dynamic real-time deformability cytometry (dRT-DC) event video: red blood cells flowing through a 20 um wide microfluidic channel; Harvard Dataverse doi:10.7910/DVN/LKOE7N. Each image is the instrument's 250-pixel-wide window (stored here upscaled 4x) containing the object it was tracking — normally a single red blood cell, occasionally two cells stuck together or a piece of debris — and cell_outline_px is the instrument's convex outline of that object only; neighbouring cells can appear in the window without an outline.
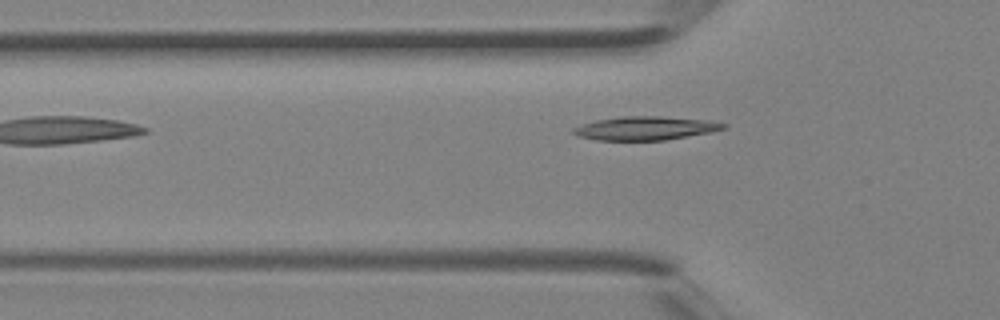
{"species": "Egyptian fruit bat (a non-hibernating species)", "species_latin": "Rousettus aegyptiacus", "temperature_condition": "room temperature", "stored_images_in_passage": 4, "camera_frame_rate_fps": 3000, "um_per_image_px": 0.085, "animal": {"sex": "female"}, "frame": {"image": 1, "passage_image": 4, "time_ms": 1.0, "image_size_px": [1000, 320], "cell_outline_px": [[728, 128], [708, 132], [664, 140], [596, 140], [576, 136], [572, 132], [572, 128], [580, 124], [596, 120], [620, 116], [660, 116], [708, 120], [728, 124]], "centroid_in_image_um": [54.81, 10.89], "position_along_channel_um": 71.0, "area_um2": 20.69}}